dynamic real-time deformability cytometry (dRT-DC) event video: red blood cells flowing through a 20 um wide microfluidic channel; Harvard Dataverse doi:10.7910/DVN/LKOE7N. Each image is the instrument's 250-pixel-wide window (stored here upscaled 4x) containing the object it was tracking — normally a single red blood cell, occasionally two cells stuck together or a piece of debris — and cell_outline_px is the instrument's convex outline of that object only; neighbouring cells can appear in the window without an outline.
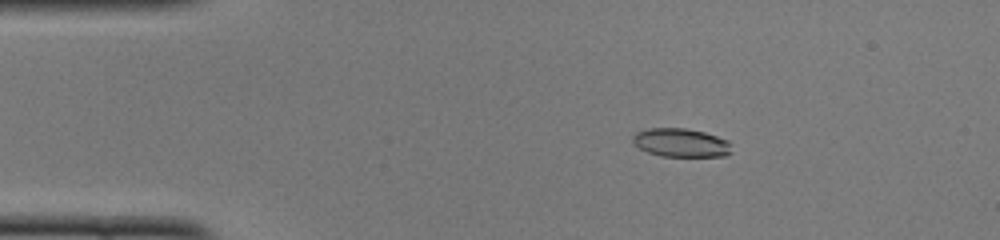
{"species": "common noctule bat (a hibernating species)", "species_latin": "Nyctalus noctula", "temperature_condition": "cold", "stored_images_in_passage": 50, "camera_frame_rate_fps": 3000, "um_per_image_px": 0.085, "animal": {"sex": "female", "body_mass_g": 22.0, "forearm_length_mm": 56.7}, "frame": {"image": 1, "passage_image": 8, "time_ms": 2.333, "image_size_px": [1000, 240], "cell_outline_px": [[732, 152], [724, 156], [660, 156], [648, 152], [640, 148], [632, 140], [632, 136], [636, 132], [648, 128], [684, 128], [704, 132], [728, 140]], "centroid_in_image_um": [57.87, 12.13], "position_along_channel_um": 27.1, "area_um2": 16.36}}
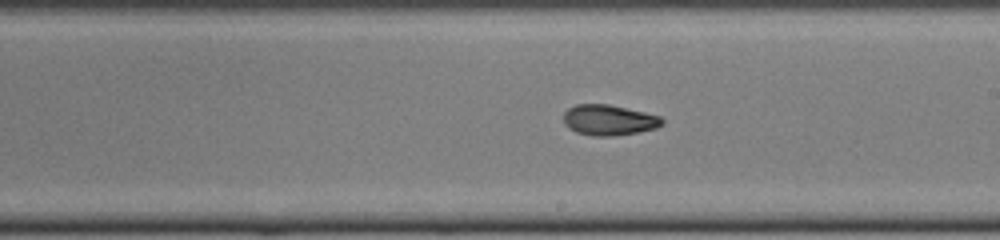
{"frame": {"image": 2, "passage_image": 28, "time_ms": 9.0, "image_size_px": [1000, 240], "cell_outline_px": [[664, 124], [656, 128], [636, 132], [612, 136], [592, 136], [576, 132], [568, 128], [564, 124], [564, 112], [568, 108], [576, 104], [608, 104], [644, 112], [660, 116], [664, 120]], "centroid_in_image_um": [51.74, 10.2], "position_along_channel_um": 237.3, "area_um2": 17.57}}
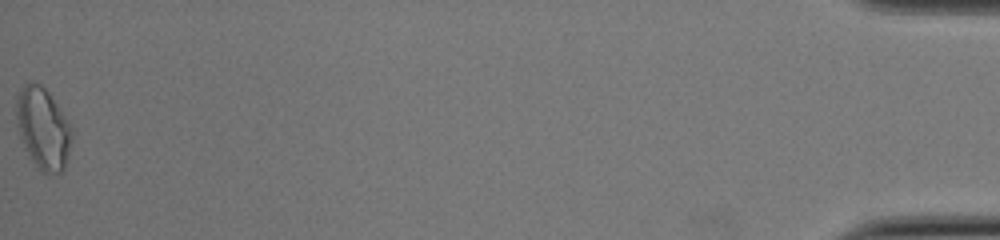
{"frame": {"image": 3, "passage_image": 50, "time_ms": 16.333, "image_size_px": [1000, 240], "cell_outline_px": [[72, 136], [64, 168], [60, 172], [44, 172], [32, 160], [24, 148], [16, 124], [16, 92], [28, 80], [32, 80], [40, 84], [48, 92], [72, 128]], "centroid_in_image_um": [3.61, 10.84], "position_along_channel_um": 431.6, "area_um2": 26.07}, "authors_computed_cell_mechanics": {"area_um2": 17.3111, "velocity_mm_per_s": 4.0046, "shape_relaxation_time_tau1_ms": 9.087, "shape_relaxation_time_tau2_ms": 2.8395, "deformation_change_tau1": 0.256, "deformation_change_tau2": 0.0945}}